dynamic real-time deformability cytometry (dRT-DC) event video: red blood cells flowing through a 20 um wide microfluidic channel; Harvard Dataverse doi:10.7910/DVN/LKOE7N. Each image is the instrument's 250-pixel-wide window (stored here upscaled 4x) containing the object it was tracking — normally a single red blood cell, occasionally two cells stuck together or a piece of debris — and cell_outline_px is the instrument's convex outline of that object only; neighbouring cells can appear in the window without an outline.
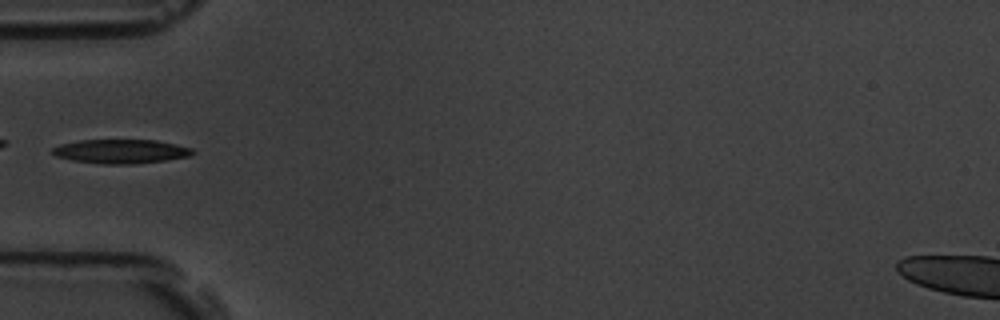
{"species": "common noctule bat (a hibernating species)", "species_latin": "Nyctalus noctula", "temperature_condition": "room temperature", "stored_images_in_passage": 8, "camera_frame_rate_fps": 3000, "um_per_image_px": 0.085, "animal": {"sex": "male", "body_mass_g": 19.5, "forearm_length_mm": 54.6}, "frame": {"image": 1, "passage_image": 6, "time_ms": 5.667, "image_size_px": [1000, 320], "cell_outline_px": [[196, 152], [192, 156], [164, 160], [132, 164], [104, 164], [72, 160], [56, 156], [52, 152], [52, 148], [60, 144], [80, 140], [156, 140], [176, 144], [192, 148]], "centroid_in_image_um": [10.3, 12.86], "position_along_channel_um": 74.7, "area_um2": 19.65}}
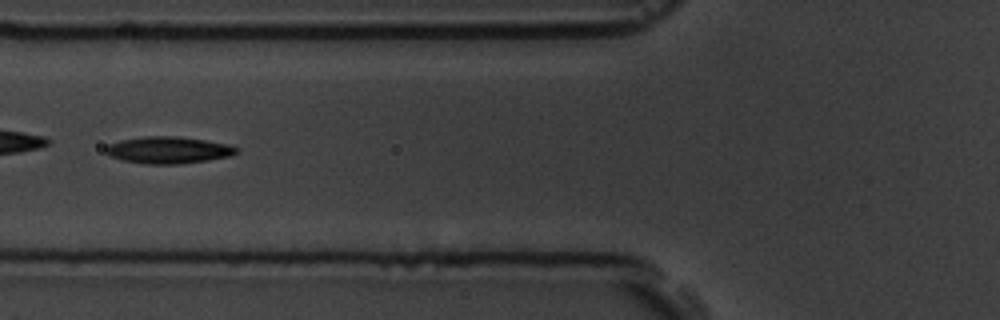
{"frame": {"image": 2, "passage_image": 7, "time_ms": 6.667, "image_size_px": [1000, 320], "cell_outline_px": [[240, 148], [232, 156], [208, 160], [176, 164], [144, 164], [120, 160], [108, 156], [104, 152], [104, 148], [108, 144], [120, 140], [144, 136], [176, 136], [204, 140], [228, 144]], "centroid_in_image_um": [14.26, 12.76], "position_along_channel_um": 111.5, "area_um2": 20.69}}
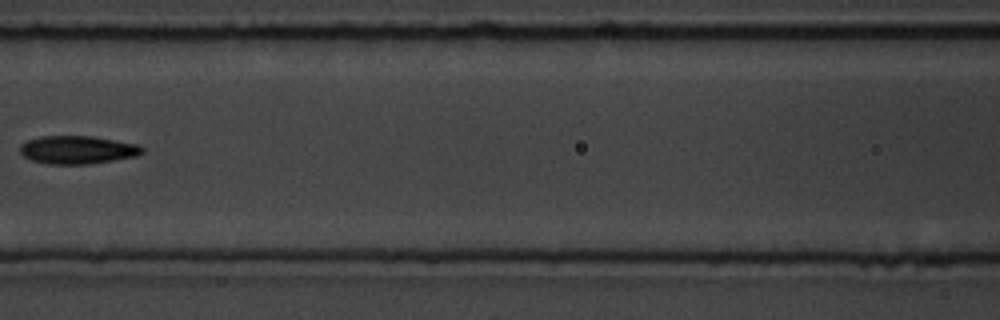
{"frame": {"image": 3, "passage_image": 8, "time_ms": 8.0, "image_size_px": [1000, 320], "cell_outline_px": [[144, 152], [136, 156], [88, 164], [48, 164], [32, 160], [24, 156], [20, 152], [20, 144], [28, 140], [40, 136], [92, 136], [140, 144], [144, 148]], "centroid_in_image_um": [6.6, 12.73], "position_along_channel_um": 160.0, "area_um2": 20.06}}